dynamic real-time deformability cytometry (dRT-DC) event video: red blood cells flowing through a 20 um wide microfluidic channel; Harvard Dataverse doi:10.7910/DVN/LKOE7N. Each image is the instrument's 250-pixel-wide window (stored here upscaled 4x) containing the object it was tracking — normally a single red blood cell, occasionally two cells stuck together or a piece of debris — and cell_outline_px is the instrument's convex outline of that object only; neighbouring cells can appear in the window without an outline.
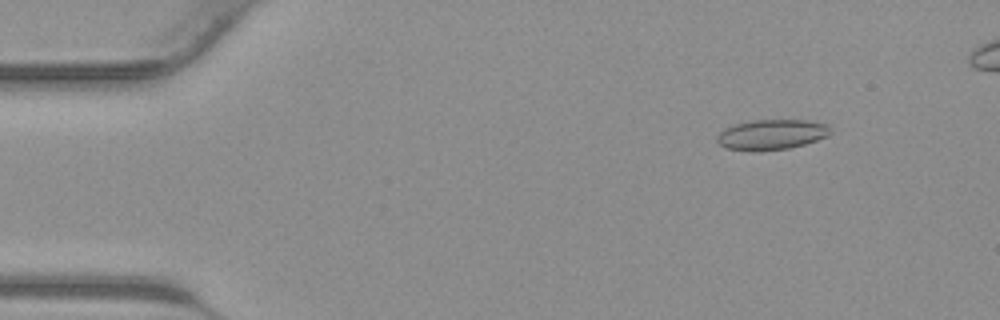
{"species": "common noctule bat (a hibernating species)", "species_latin": "Nyctalus noctula", "temperature_condition": "warm", "stored_images_in_passage": 36, "camera_frame_rate_fps": 3000, "um_per_image_px": 0.085, "animal": {"sex": "male", "body_mass_g": 23.1, "forearm_length_mm": 52.7}, "frame": {"image": 1, "passage_image": 1, "time_ms": 0.0, "image_size_px": [1000, 320], "cell_outline_px": [[832, 132], [828, 136], [804, 144], [788, 148], [756, 152], [752, 152], [728, 148], [720, 144], [716, 140], [716, 136], [724, 128], [736, 124], [752, 120], [808, 120], [828, 124]], "centroid_in_image_um": [65.59, 11.44], "position_along_channel_um": 19.4, "area_um2": 20.11}}
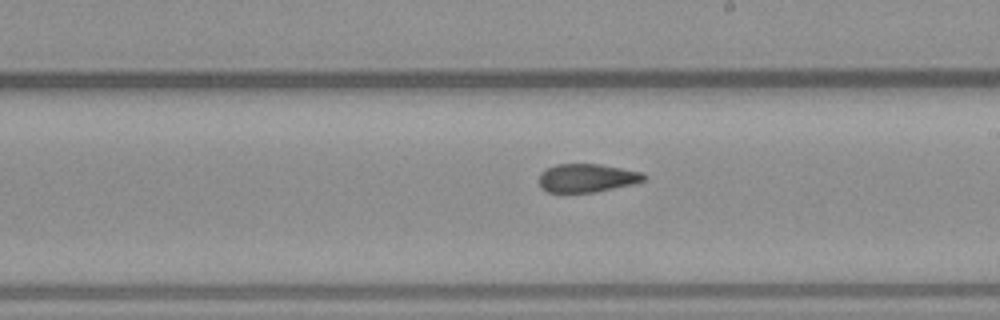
{"frame": {"image": 2, "passage_image": 20, "time_ms": 6.333, "image_size_px": [1000, 320], "cell_outline_px": [[648, 176], [644, 180], [632, 184], [592, 192], [548, 192], [540, 188], [540, 172], [556, 164], [600, 164], [644, 172]], "centroid_in_image_um": [49.9, 15.12], "position_along_channel_um": 239.1, "area_um2": 17.28}}
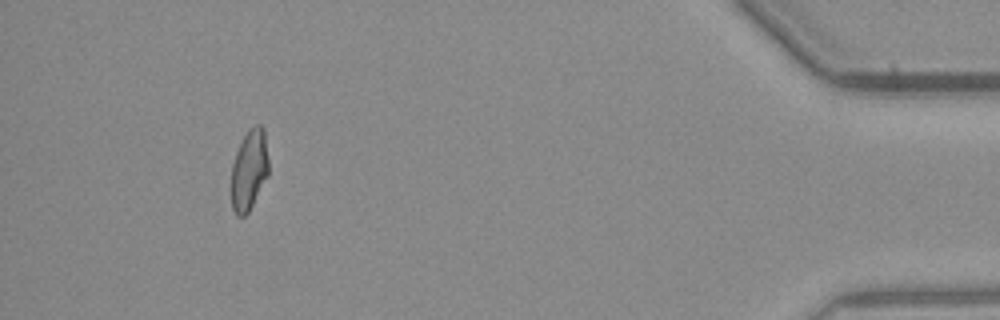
{"frame": {"image": 3, "passage_image": 35, "time_ms": 11.333, "image_size_px": [1000, 320], "cell_outline_px": [[268, 176], [248, 212], [244, 216], [236, 216], [232, 208], [232, 164], [236, 152], [248, 128], [256, 124], [260, 124], [264, 128], [268, 160]], "centroid_in_image_um": [21.19, 14.43], "position_along_channel_um": 414.0, "area_um2": 17.46}}